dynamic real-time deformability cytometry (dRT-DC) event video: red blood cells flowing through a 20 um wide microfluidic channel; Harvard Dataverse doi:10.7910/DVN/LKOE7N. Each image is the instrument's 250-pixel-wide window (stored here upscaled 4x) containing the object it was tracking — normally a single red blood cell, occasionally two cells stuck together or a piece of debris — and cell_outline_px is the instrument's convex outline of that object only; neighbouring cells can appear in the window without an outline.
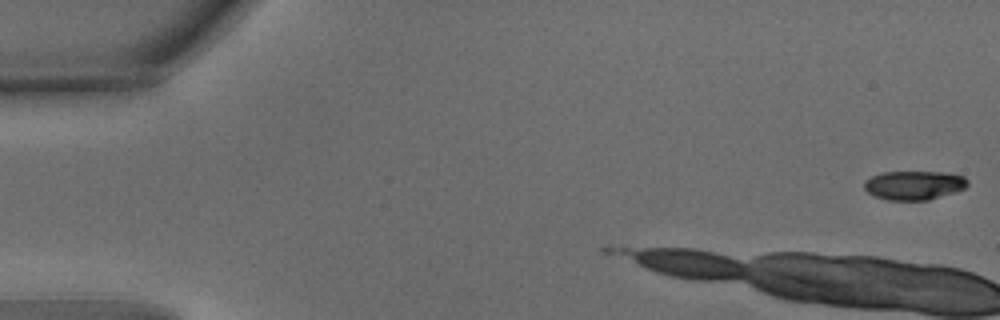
{"species": "common noctule bat (a hibernating species)", "species_latin": "Nyctalus noctula", "temperature_condition": "warm", "stored_images_in_passage": 5, "camera_frame_rate_fps": 3000, "um_per_image_px": 0.085, "animal": {"sex": "male", "body_mass_g": 15.6}, "frame": {"image": 1, "passage_image": 1, "time_ms": 0.0, "image_size_px": [1000, 320], "cell_outline_px": [[968, 184], [964, 188], [956, 192], [928, 200], [888, 200], [876, 196], [868, 192], [864, 188], [864, 180], [872, 176], [884, 172], [944, 172], [964, 176], [968, 180]], "centroid_in_image_um": [77.71, 15.74], "position_along_channel_um": 7.3, "area_um2": 17.46}}